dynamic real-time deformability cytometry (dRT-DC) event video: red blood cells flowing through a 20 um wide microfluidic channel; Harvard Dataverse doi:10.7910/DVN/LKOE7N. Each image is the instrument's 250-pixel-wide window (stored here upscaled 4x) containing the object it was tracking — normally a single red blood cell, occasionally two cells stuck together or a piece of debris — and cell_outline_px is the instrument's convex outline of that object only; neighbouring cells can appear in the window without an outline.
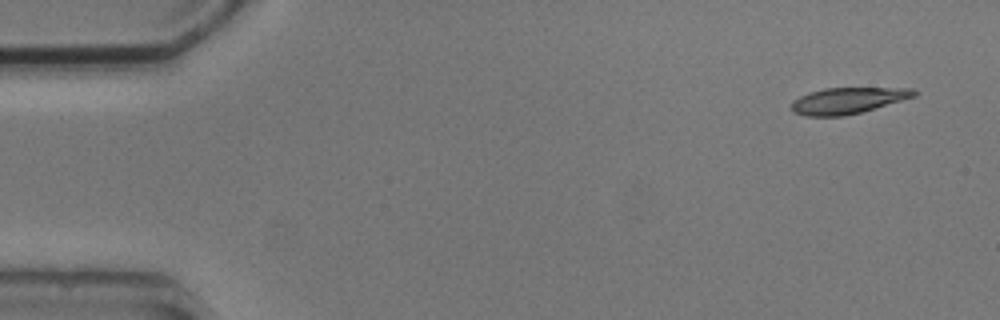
{"species": "common noctule bat (a hibernating species)", "species_latin": "Nyctalus noctula", "temperature_condition": "cold", "stored_images_in_passage": 4, "camera_frame_rate_fps": 3000, "um_per_image_px": 0.085, "animal": {"sex": "male", "body_mass_g": 20.5, "forearm_length_mm": 52.5}, "frame": {"image": 1, "passage_image": 1, "time_ms": 0.0, "image_size_px": [1000, 320], "cell_outline_px": [[916, 96], [860, 112], [844, 116], [804, 116], [792, 112], [792, 100], [800, 96], [824, 88], [912, 88], [916, 92]], "centroid_in_image_um": [72.02, 8.55], "position_along_channel_um": 13.0, "area_um2": 18.5}}
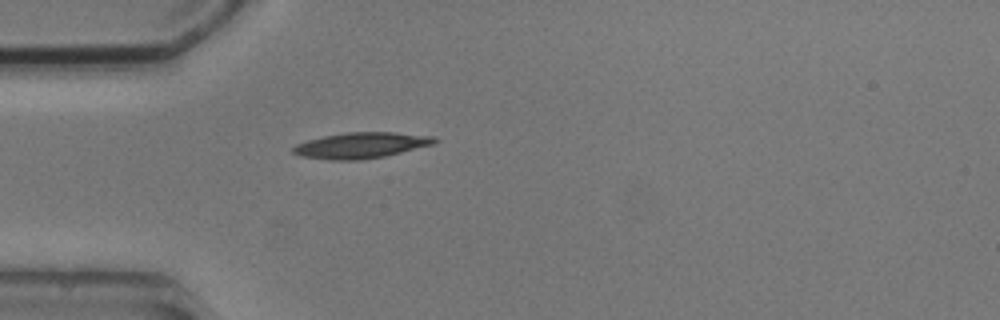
{"frame": {"image": 2, "passage_image": 4, "time_ms": 4.0, "image_size_px": [1000, 320], "cell_outline_px": [[440, 140], [436, 144], [384, 156], [360, 160], [332, 160], [300, 156], [292, 152], [292, 148], [296, 144], [308, 140], [324, 136], [348, 132], [396, 132], [436, 136]], "centroid_in_image_um": [30.76, 12.34], "position_along_channel_um": 54.2, "area_um2": 21.44}}